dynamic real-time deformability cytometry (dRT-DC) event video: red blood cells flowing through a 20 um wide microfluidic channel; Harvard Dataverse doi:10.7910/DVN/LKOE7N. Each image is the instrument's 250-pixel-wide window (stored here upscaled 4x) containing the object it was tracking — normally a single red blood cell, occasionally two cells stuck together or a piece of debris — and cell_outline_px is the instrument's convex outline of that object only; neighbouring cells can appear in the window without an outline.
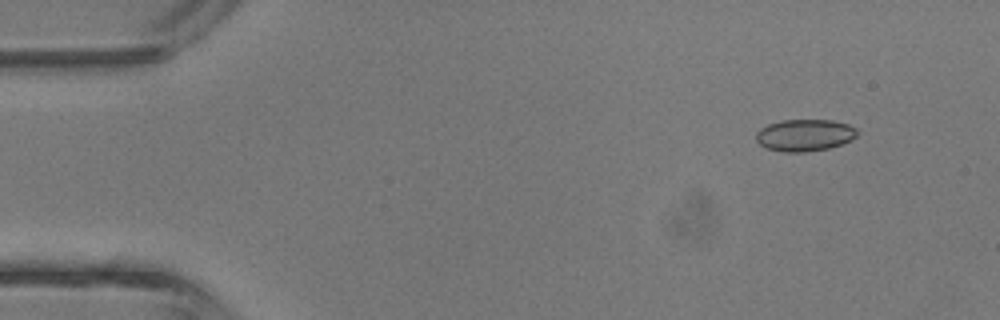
{"species": "common noctule bat (a hibernating species)", "species_latin": "Nyctalus noctula", "temperature_condition": "room temperature", "stored_images_in_passage": 4, "camera_frame_rate_fps": 3000, "um_per_image_px": 0.085, "animal": {"sex": "male", "body_mass_g": 13.3}, "frame": {"image": 1, "passage_image": 1, "time_ms": 0.0, "image_size_px": [1000, 320], "cell_outline_px": [[860, 132], [852, 140], [828, 148], [804, 152], [780, 152], [764, 148], [756, 140], [756, 132], [760, 128], [768, 124], [784, 120], [832, 120], [848, 124], [856, 128]], "centroid_in_image_um": [68.39, 11.49], "position_along_channel_um": 16.6, "area_um2": 18.96}}